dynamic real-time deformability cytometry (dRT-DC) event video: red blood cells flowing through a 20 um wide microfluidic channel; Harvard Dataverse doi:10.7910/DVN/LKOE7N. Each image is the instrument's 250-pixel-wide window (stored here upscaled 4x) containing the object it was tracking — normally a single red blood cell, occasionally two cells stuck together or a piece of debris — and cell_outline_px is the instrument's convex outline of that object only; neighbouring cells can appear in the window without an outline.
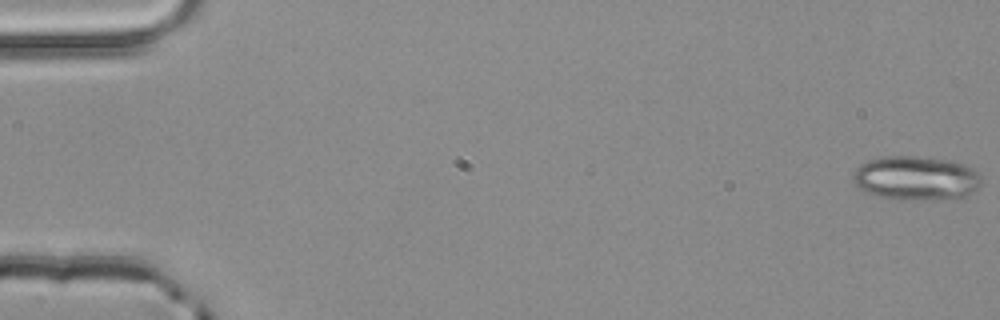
{"species": "common noctule bat (a hibernating species)", "species_latin": "Nyctalus noctula", "temperature_condition": "room temperature", "stored_images_in_passage": 4, "camera_frame_rate_fps": 3000, "um_per_image_px": 0.085, "animal": {"sex": "male", "body_mass_g": 20.4}, "frame": {"image": 1, "passage_image": 1, "time_ms": 0.0, "image_size_px": [1000, 320], "cell_outline_px": [[980, 184], [968, 196], [900, 200], [880, 196], [868, 192], [860, 188], [852, 180], [852, 176], [856, 168], [860, 164], [868, 160], [884, 156], [912, 156], [952, 160], [964, 164], [980, 172]], "centroid_in_image_um": [77.85, 15.11], "position_along_channel_um": 7.2, "area_um2": 32.71}}